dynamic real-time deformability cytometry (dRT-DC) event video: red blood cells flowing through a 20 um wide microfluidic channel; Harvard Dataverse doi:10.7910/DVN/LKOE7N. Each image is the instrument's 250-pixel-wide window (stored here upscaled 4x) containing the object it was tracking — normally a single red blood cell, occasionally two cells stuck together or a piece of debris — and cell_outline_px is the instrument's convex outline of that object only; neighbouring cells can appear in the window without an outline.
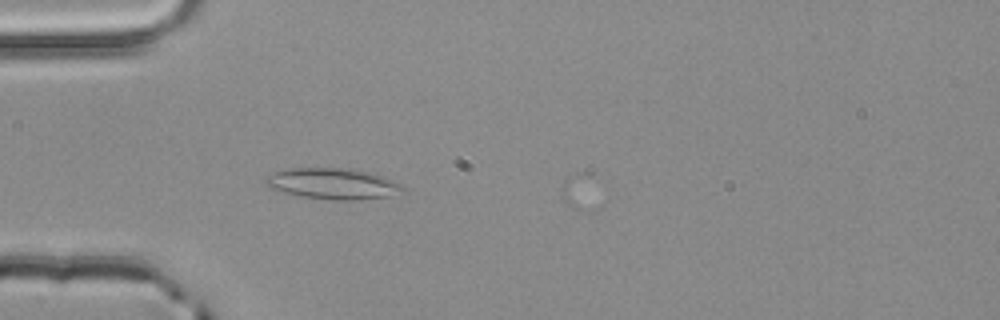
{"species": "common noctule bat (a hibernating species)", "species_latin": "Nyctalus noctula", "temperature_condition": "room temperature", "stored_images_in_passage": 2, "camera_frame_rate_fps": 3000, "um_per_image_px": 0.085, "animal": {"sex": "male", "body_mass_g": 20.4}, "frame": {"image": 1, "passage_image": 2, "time_ms": 0.333, "image_size_px": [1000, 320], "cell_outline_px": [[404, 192], [388, 196], [360, 200], [332, 200], [300, 196], [268, 188], [264, 184], [264, 176], [284, 168], [352, 168], [384, 176], [400, 184], [404, 188]], "centroid_in_image_um": [28.25, 15.61], "position_along_channel_um": 56.8, "area_um2": 25.14}}